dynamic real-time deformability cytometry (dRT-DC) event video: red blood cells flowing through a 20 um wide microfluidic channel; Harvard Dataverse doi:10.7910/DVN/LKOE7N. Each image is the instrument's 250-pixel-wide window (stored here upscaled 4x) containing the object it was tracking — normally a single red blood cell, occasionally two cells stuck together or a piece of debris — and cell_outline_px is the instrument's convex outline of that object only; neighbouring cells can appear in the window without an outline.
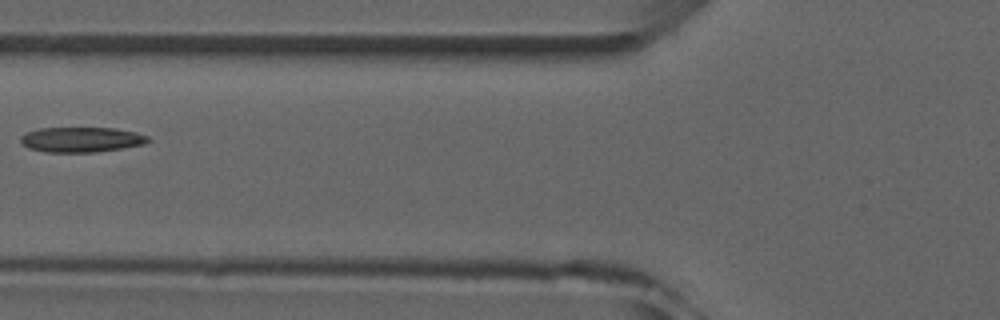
{"species": "common noctule bat (a hibernating species)", "species_latin": "Nyctalus noctula", "temperature_condition": "room temperature", "stored_images_in_passage": 3, "camera_frame_rate_fps": 3000, "um_per_image_px": 0.085, "animal": {"sex": "male", "forearm_length_mm": 52.5}, "frame": {"image": 1, "passage_image": 3, "time_ms": 2.333, "image_size_px": [1000, 320], "cell_outline_px": [[152, 140], [144, 144], [120, 148], [92, 152], [44, 152], [28, 148], [20, 140], [20, 136], [24, 132], [40, 128], [116, 128], [136, 132], [148, 136]], "centroid_in_image_um": [6.9, 11.86], "position_along_channel_um": 118.9, "area_um2": 18.67}}